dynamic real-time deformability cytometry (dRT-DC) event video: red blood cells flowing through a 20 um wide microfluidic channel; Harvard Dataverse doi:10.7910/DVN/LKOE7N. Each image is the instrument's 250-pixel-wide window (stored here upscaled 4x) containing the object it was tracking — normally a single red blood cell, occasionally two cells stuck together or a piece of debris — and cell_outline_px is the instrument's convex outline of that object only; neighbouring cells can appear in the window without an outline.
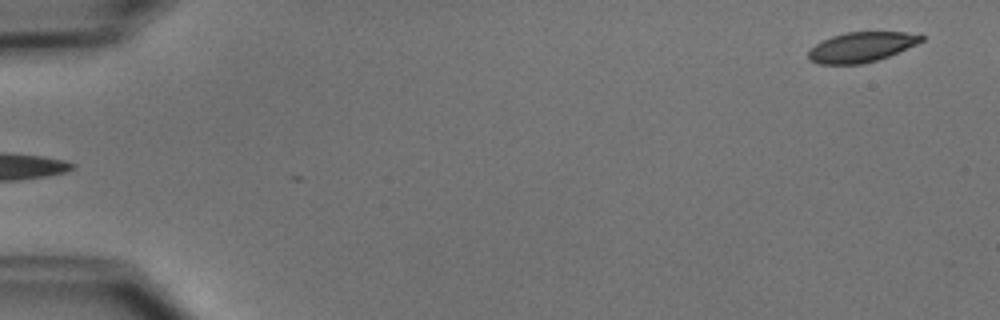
{"species": "common noctule bat (a hibernating species)", "species_latin": "Nyctalus noctula", "temperature_condition": "cold", "stored_images_in_passage": 50, "camera_frame_rate_fps": 3000, "um_per_image_px": 0.085, "animal": {"sex": "male", "body_mass_g": 15.6}, "frame": {"image": 1, "passage_image": 1, "time_ms": 0.0, "image_size_px": [1000, 320], "cell_outline_px": [[924, 40], [916, 44], [888, 56], [864, 64], [816, 64], [808, 60], [808, 52], [816, 44], [832, 36], [844, 32], [904, 32], [924, 36]], "centroid_in_image_um": [73.18, 4.01], "position_along_channel_um": 11.8, "area_um2": 19.59}}
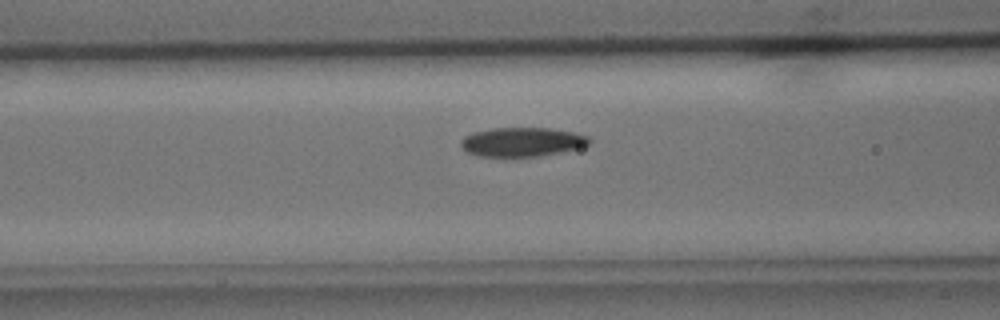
{"frame": {"image": 2, "passage_image": 20, "time_ms": 6.333, "image_size_px": [1000, 320], "cell_outline_px": [[592, 140], [588, 144], [576, 148], [560, 152], [540, 156], [480, 156], [468, 152], [460, 144], [460, 140], [464, 136], [472, 132], [492, 128], [548, 128], [572, 132], [588, 136]], "centroid_in_image_um": [44.35, 12.05], "position_along_channel_um": 122.3, "area_um2": 21.56}}
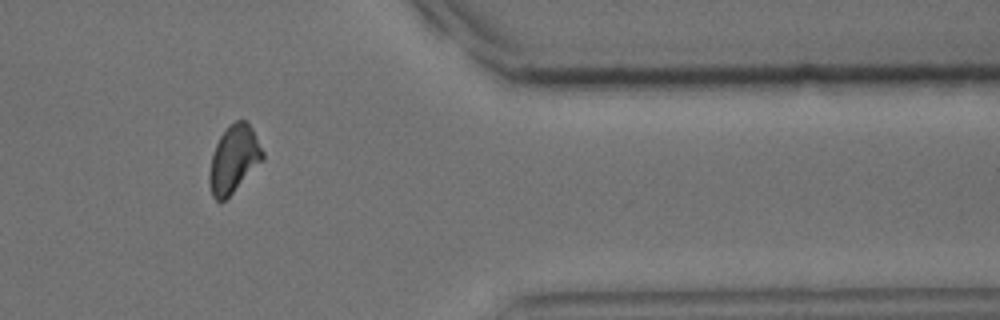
{"frame": {"image": 3, "passage_image": 42, "time_ms": 13.667, "image_size_px": [1000, 320], "cell_outline_px": [[264, 160], [220, 204], [212, 196], [208, 184], [208, 172], [212, 152], [220, 136], [228, 124], [236, 120], [244, 120], [252, 128], [264, 152]], "centroid_in_image_um": [19.85, 13.53], "position_along_channel_um": 391.6, "area_um2": 21.1}, "authors_computed_cell_mechanics": {"area_um2": 21.386, "velocity_mm_per_s": 3.8946, "shape_relaxation_time_tau1_ms": 3.6293, "shape_relaxation_time_tau2_ms": 4.823, "deformation_change_tau1": 0.0944, "deformation_change_tau2": 0.1028}}